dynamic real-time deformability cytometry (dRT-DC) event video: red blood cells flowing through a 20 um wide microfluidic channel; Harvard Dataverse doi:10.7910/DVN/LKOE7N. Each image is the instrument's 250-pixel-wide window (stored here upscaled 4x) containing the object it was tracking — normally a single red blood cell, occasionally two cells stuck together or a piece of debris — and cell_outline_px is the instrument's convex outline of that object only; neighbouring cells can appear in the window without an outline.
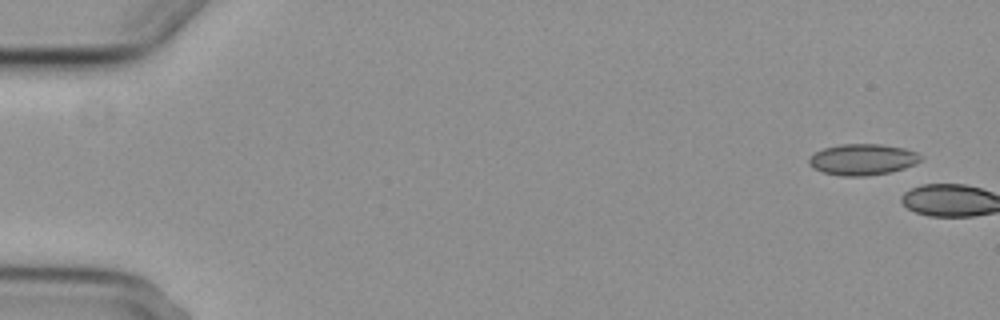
{"species": "common noctule bat (a hibernating species)", "species_latin": "Nyctalus noctula", "temperature_condition": "cold", "stored_images_in_passage": 5, "camera_frame_rate_fps": 3000, "um_per_image_px": 0.085, "animal": {"sex": "female", "body_mass_g": 29.2, "forearm_length_mm": 56.3}, "frame": {"image": 1, "passage_image": 1, "time_ms": 0.0, "image_size_px": [1000, 320], "cell_outline_px": [[920, 160], [916, 164], [904, 168], [888, 172], [864, 176], [840, 176], [824, 172], [812, 168], [808, 164], [808, 156], [824, 148], [840, 144], [880, 144], [904, 148], [916, 152], [920, 156]], "centroid_in_image_um": [73.27, 13.55], "position_along_channel_um": 11.7, "area_um2": 20.23}}
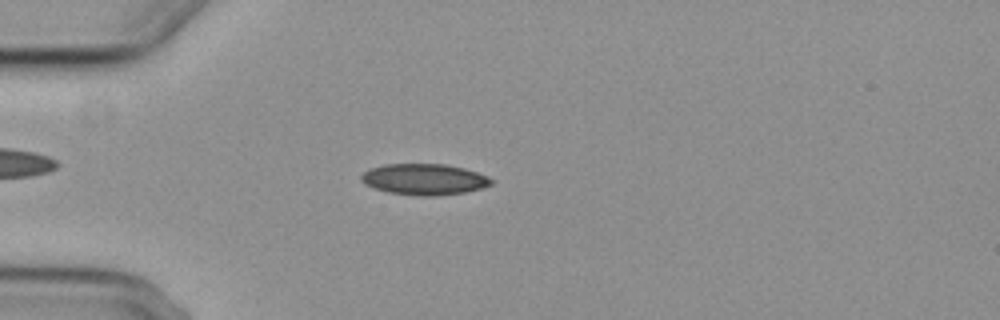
{"frame": {"image": 2, "passage_image": 5, "time_ms": 5.667, "image_size_px": [1000, 320], "cell_outline_px": [[492, 184], [480, 188], [464, 192], [436, 196], [416, 196], [388, 192], [372, 188], [364, 184], [360, 180], [360, 176], [368, 168], [384, 164], [444, 164], [464, 168], [488, 176], [492, 180]], "centroid_in_image_um": [36.0, 15.24], "position_along_channel_um": 49.0, "area_um2": 23.7}}